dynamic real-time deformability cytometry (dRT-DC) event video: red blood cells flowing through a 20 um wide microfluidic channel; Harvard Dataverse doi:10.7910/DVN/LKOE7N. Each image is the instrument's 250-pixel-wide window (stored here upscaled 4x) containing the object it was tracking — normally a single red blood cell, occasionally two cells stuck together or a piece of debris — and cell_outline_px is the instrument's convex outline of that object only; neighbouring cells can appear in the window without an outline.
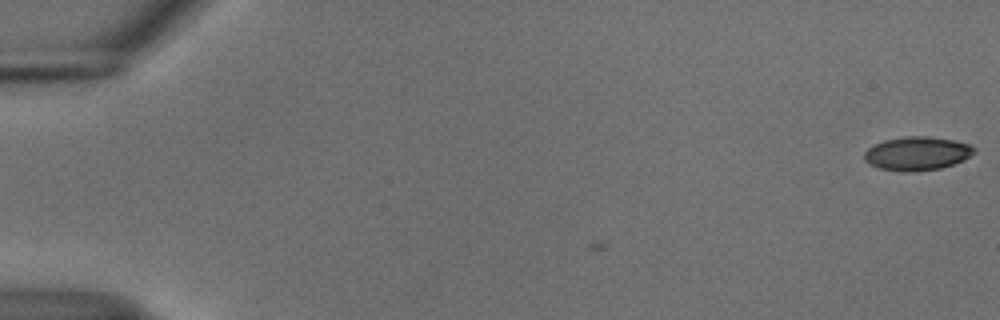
{"species": "common noctule bat (a hibernating species)", "species_latin": "Nyctalus noctula", "temperature_condition": "cold", "stored_images_in_passage": 4, "camera_frame_rate_fps": 3000, "um_per_image_px": 0.085, "animal": {"sex": "male", "body_mass_g": 18.8}, "frame": {"image": 1, "passage_image": 1, "time_ms": 0.0, "image_size_px": [1000, 320], "cell_outline_px": [[976, 152], [964, 160], [940, 168], [916, 172], [904, 172], [880, 168], [868, 164], [864, 160], [864, 152], [868, 148], [884, 140], [908, 136], [928, 136], [952, 140], [968, 144], [976, 148]], "centroid_in_image_um": [77.95, 13.05], "position_along_channel_um": 7.1, "area_um2": 21.56}}